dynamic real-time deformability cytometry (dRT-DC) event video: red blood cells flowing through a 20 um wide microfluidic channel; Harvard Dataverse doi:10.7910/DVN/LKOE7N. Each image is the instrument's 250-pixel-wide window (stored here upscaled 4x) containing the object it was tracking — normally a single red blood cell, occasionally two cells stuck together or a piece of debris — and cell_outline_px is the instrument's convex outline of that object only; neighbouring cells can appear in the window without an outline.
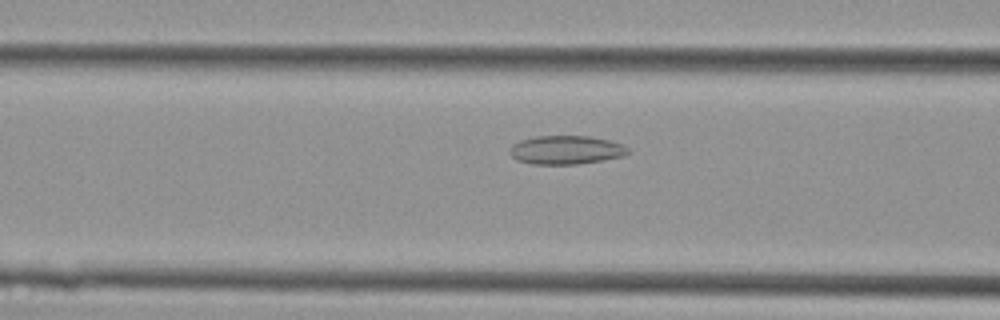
{"species": "Egyptian fruit bat (a non-hibernating species)", "species_latin": "Rousettus aegyptiacus", "temperature_condition": "cold", "stored_images_in_passage": 30, "camera_frame_rate_fps": 3000, "um_per_image_px": 0.085, "animal": {"sex": "female"}, "frame": {"image": 1, "passage_image": 4, "time_ms": 1.0, "image_size_px": [1000, 320], "cell_outline_px": [[632, 152], [624, 156], [576, 164], [532, 164], [516, 160], [508, 152], [512, 144], [520, 140], [536, 136], [588, 136], [608, 140], [620, 144], [628, 148]], "centroid_in_image_um": [48.08, 12.74], "position_along_channel_um": 118.5, "area_um2": 19.71}}
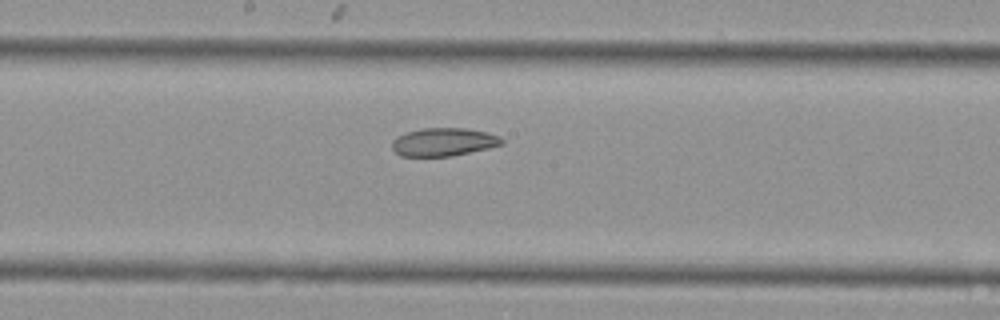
{"frame": {"image": 2, "passage_image": 10, "time_ms": 3.0, "image_size_px": [1000, 320], "cell_outline_px": [[504, 144], [488, 148], [452, 156], [400, 156], [392, 148], [392, 140], [396, 136], [404, 132], [424, 128], [468, 128], [500, 136], [504, 140]], "centroid_in_image_um": [37.69, 12.06], "position_along_channel_um": 210.5, "area_um2": 18.09}}
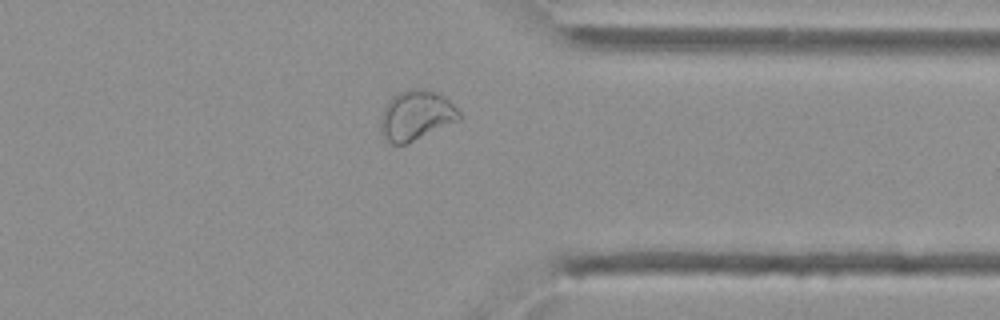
{"frame": {"image": 3, "passage_image": 21, "time_ms": 6.667, "image_size_px": [1000, 320], "cell_outline_px": [[464, 116], [460, 120], [404, 144], [392, 144], [384, 136], [380, 128], [380, 120], [384, 108], [388, 100], [392, 96], [400, 92], [412, 88], [424, 88], [444, 96]], "centroid_in_image_um": [35.38, 9.78], "position_along_channel_um": 376.0, "area_um2": 22.6}}